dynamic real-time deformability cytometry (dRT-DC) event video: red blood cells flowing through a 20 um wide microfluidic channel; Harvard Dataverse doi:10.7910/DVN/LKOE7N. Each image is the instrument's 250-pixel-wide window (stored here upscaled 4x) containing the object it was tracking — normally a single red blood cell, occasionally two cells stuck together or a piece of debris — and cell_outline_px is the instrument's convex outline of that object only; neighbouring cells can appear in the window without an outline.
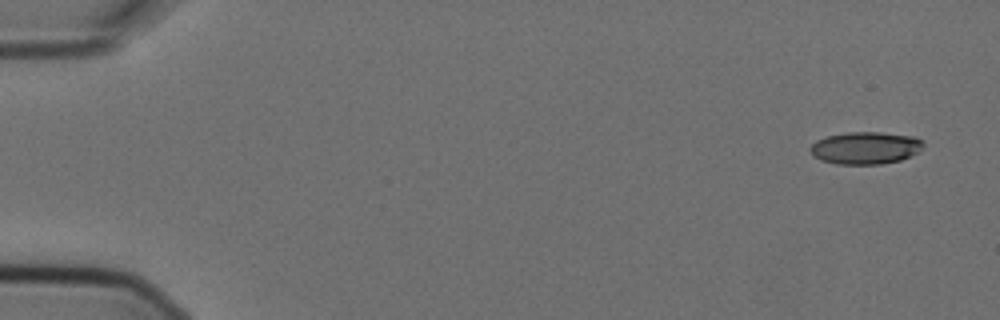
{"species": "Egyptian fruit bat (a non-hibernating species)", "species_latin": "Rousettus aegyptiacus", "temperature_condition": "cold", "stored_images_in_passage": 4, "camera_frame_rate_fps": 3000, "um_per_image_px": 0.085, "animal": {"sex": "female"}, "frame": {"image": 1, "passage_image": 1, "time_ms": 0.0, "image_size_px": [1000, 320], "cell_outline_px": [[924, 144], [920, 152], [900, 160], [880, 164], [836, 164], [820, 160], [812, 156], [808, 148], [816, 140], [828, 136], [844, 132], [880, 132], [916, 136], [924, 140]], "centroid_in_image_um": [73.57, 12.57], "position_along_channel_um": 11.4, "area_um2": 21.68}}
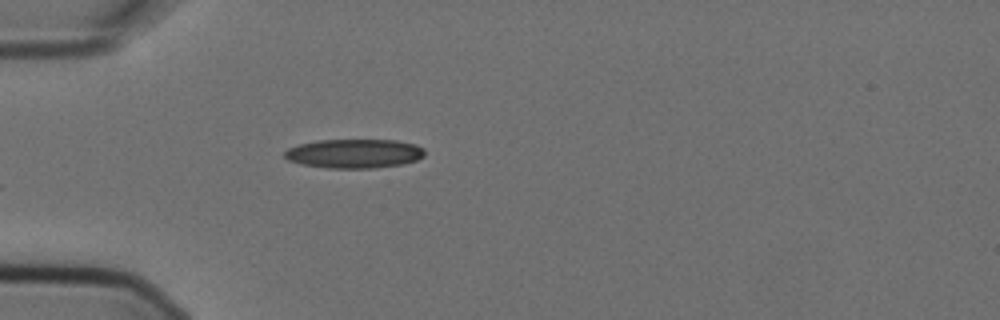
{"frame": {"image": 2, "passage_image": 4, "time_ms": 1.0, "image_size_px": [1000, 320], "cell_outline_px": [[424, 156], [416, 160], [404, 164], [376, 168], [328, 168], [300, 164], [288, 160], [284, 156], [284, 152], [288, 148], [300, 144], [316, 140], [396, 140], [416, 144], [424, 148]], "centroid_in_image_um": [30.12, 13.05], "position_along_channel_um": 54.9, "area_um2": 23.93}}